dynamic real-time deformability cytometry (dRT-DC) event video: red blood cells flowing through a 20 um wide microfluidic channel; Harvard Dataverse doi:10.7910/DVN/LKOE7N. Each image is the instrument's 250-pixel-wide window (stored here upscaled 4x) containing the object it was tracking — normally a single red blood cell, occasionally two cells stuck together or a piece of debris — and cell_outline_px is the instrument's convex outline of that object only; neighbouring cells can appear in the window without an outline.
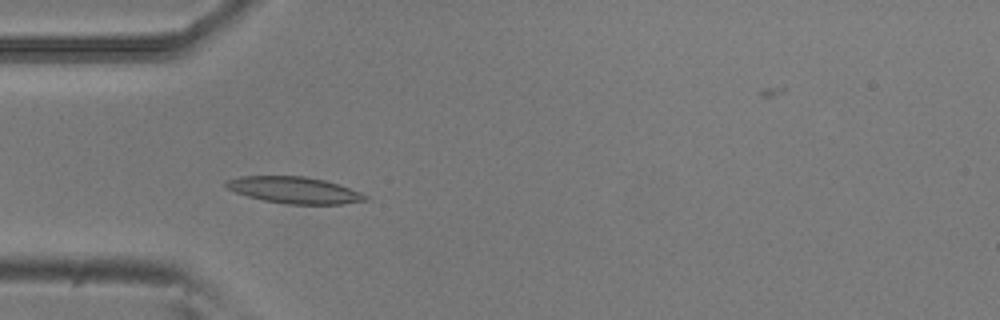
{"species": "common noctule bat (a hibernating species)", "species_latin": "Nyctalus noctula", "temperature_condition": "room temperature", "stored_images_in_passage": 52, "camera_frame_rate_fps": 3000, "um_per_image_px": 0.085, "animal": {"sex": "male", "body_mass_g": 20.5, "forearm_length_mm": 52.5}, "frame": {"image": 1, "passage_image": 15, "time_ms": 4.667, "image_size_px": [1000, 320], "cell_outline_px": [[368, 200], [340, 204], [288, 204], [264, 200], [248, 196], [236, 192], [228, 188], [224, 184], [224, 180], [240, 176], [304, 176], [324, 180], [360, 192], [368, 196]], "centroid_in_image_um": [24.99, 16.15], "position_along_channel_um": 60.0, "area_um2": 21.33}}
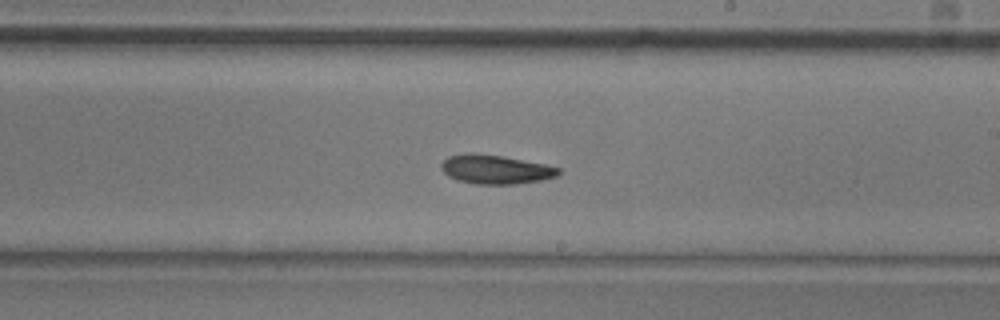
{"frame": {"image": 2, "passage_image": 30, "time_ms": 9.667, "image_size_px": [1000, 320], "cell_outline_px": [[560, 172], [556, 176], [540, 180], [516, 184], [476, 184], [456, 180], [448, 176], [440, 168], [440, 164], [448, 156], [468, 152], [472, 152], [500, 156], [548, 164], [560, 168]], "centroid_in_image_um": [42.09, 14.39], "position_along_channel_um": 246.9, "area_um2": 19.94}}
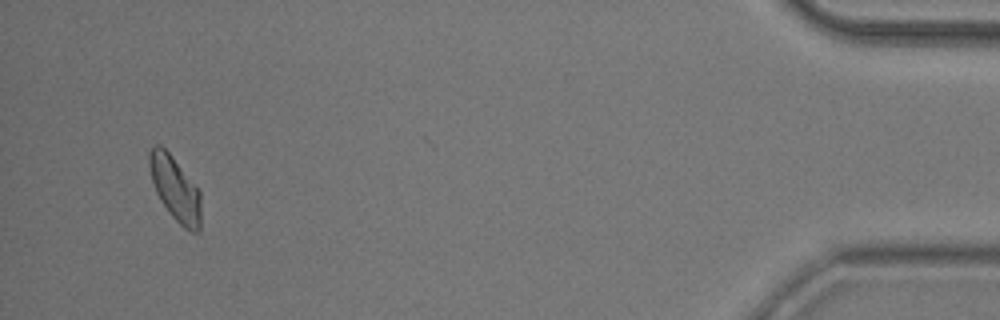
{"frame": {"image": 3, "passage_image": 50, "time_ms": 16.333, "image_size_px": [1000, 320], "cell_outline_px": [[200, 232], [192, 232], [184, 228], [172, 216], [160, 200], [156, 192], [148, 168], [148, 152], [156, 144], [160, 144], [172, 156], [200, 192]], "centroid_in_image_um": [14.86, 16.03], "position_along_channel_um": 420.3, "area_um2": 19.13}, "authors_computed_cell_mechanics": {"area_um2": 19.7965, "velocity_mm_per_s": 3.7658, "shape_relaxation_time_tau1_ms": 7.0753, "shape_relaxation_time_tau2_ms": null, "deformation_change_tau1": 0.1617, "deformation_change_tau2": null}}